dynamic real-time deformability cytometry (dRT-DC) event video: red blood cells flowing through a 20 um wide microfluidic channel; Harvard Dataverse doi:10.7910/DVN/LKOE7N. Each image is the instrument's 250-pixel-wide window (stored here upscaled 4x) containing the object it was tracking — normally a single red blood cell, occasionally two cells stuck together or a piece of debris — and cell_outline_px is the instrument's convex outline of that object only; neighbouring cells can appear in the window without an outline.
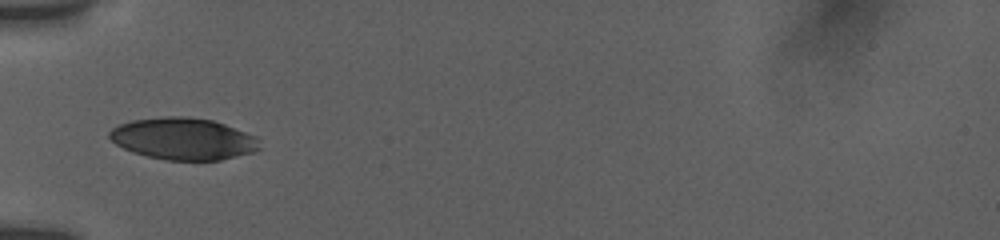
{"species": "human", "species_latin": "Homo sapiens", "temperature_condition": "room temperature", "stored_images_in_passage": 14, "camera_frame_rate_fps": 3000, "um_per_image_px": 0.085, "donor": {"sex": "female"}, "frame": {"image": 1, "passage_image": 7, "time_ms": 6.667, "image_size_px": [1000, 240], "cell_outline_px": [[260, 148], [252, 152], [220, 160], [168, 160], [148, 156], [132, 152], [116, 144], [108, 136], [108, 132], [112, 128], [120, 124], [132, 120], [160, 116], [188, 116], [212, 120], [224, 124], [256, 136]], "centroid_in_image_um": [15.55, 11.78], "position_along_channel_um": 69.5, "area_um2": 36.53}}
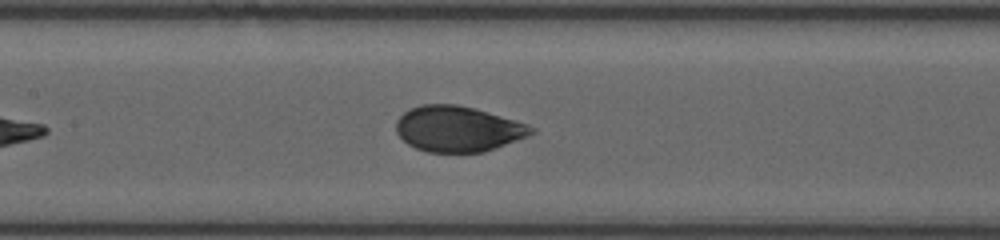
{"frame": {"image": 2, "passage_image": 11, "time_ms": 9.333, "image_size_px": [1000, 240], "cell_outline_px": [[536, 132], [528, 136], [484, 152], [428, 152], [416, 148], [408, 144], [396, 132], [396, 120], [408, 108], [424, 104], [456, 104], [472, 108], [512, 120], [536, 128]], "centroid_in_image_um": [38.88, 10.96], "position_along_channel_um": 168.5, "area_um2": 35.55}}
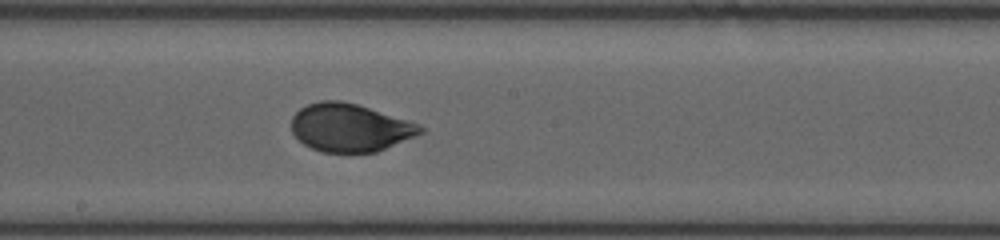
{"frame": {"image": 3, "passage_image": 14, "time_ms": 10.667, "image_size_px": [1000, 240], "cell_outline_px": [[424, 132], [376, 152], [320, 152], [304, 144], [292, 132], [292, 116], [300, 108], [308, 104], [320, 100], [340, 100], [356, 104], [420, 124], [424, 128]], "centroid_in_image_um": [29.72, 10.84], "position_along_channel_um": 218.5, "area_um2": 35.78}}